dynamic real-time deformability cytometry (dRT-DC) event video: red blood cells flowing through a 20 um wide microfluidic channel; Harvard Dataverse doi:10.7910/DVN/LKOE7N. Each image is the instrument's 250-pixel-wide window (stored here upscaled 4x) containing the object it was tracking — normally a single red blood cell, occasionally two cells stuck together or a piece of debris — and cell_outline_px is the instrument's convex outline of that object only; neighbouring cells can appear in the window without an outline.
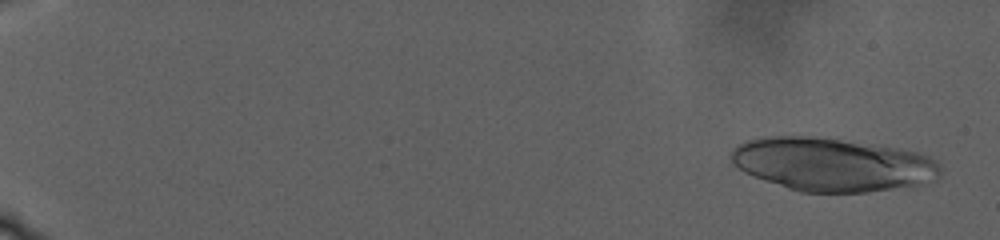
{"species": "human", "species_latin": "Homo sapiens", "temperature_condition": "warm", "stored_images_in_passage": 17, "segment_of_instrument_passage": [1, 2], "camera_frame_rate_fps": 3000, "um_per_image_px": 0.085, "donor": {"sex": "male"}, "frame": {"image": 1, "passage_image": 2, "time_ms": 1.0, "image_size_px": [1000, 240], "cell_outline_px": [[944, 168], [940, 176], [936, 180], [912, 188], [868, 192], [800, 192], [764, 180], [744, 172], [732, 160], [732, 148], [748, 140], [760, 136], [820, 136], [872, 144], [920, 152], [936, 160]], "centroid_in_image_um": [70.86, 13.98], "position_along_channel_um": 14.1, "area_um2": 65.95}}
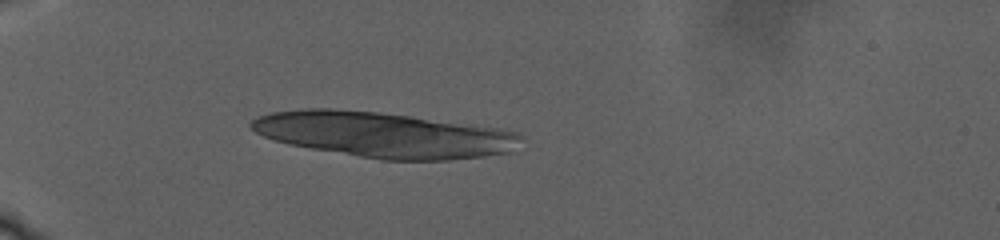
{"frame": {"image": 2, "passage_image": 11, "time_ms": 10.333, "image_size_px": [1000, 240], "cell_outline_px": [[524, 136], [512, 152], [484, 156], [448, 160], [384, 160], [288, 144], [264, 136], [256, 132], [248, 124], [256, 116], [272, 112], [300, 108], [332, 108], [380, 112], [500, 128], [520, 132]], "centroid_in_image_um": [32.64, 11.44], "position_along_channel_um": 52.4, "area_um2": 71.38}}